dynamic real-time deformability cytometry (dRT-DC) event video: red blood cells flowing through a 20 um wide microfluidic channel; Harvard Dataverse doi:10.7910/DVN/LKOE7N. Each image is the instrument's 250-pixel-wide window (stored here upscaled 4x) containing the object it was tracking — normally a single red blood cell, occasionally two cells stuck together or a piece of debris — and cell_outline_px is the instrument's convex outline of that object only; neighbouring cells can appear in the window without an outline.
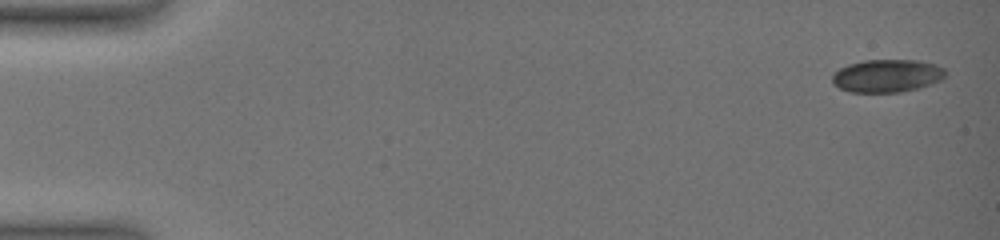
{"species": "common noctule bat (a hibernating species)", "species_latin": "Nyctalus noctula", "temperature_condition": "warm", "stored_images_in_passage": 12, "camera_frame_rate_fps": 3000, "um_per_image_px": 0.085, "animal": {"sex": "female", "body_mass_g": 19.0, "forearm_length_mm": 51.5}, "frame": {"image": 1, "passage_image": 1, "time_ms": 0.0, "image_size_px": [1000, 240], "cell_outline_px": [[944, 76], [940, 80], [932, 84], [920, 88], [900, 92], [848, 92], [832, 84], [832, 76], [840, 68], [848, 64], [864, 60], [916, 60], [936, 64], [944, 68]], "centroid_in_image_um": [75.39, 6.45], "position_along_channel_um": 9.6, "area_um2": 21.73}}
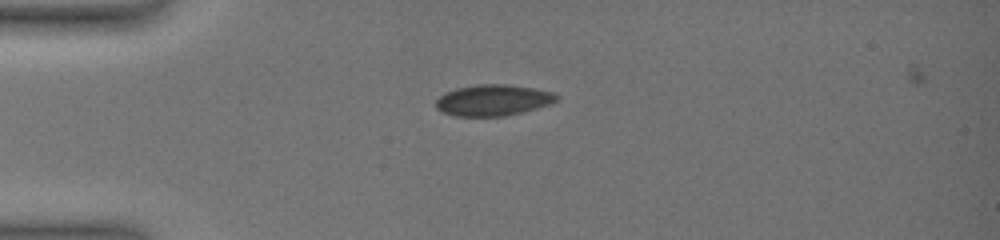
{"frame": {"image": 2, "passage_image": 7, "time_ms": 4.0, "image_size_px": [1000, 240], "cell_outline_px": [[560, 96], [556, 100], [548, 104], [536, 108], [504, 116], [452, 116], [440, 112], [436, 108], [436, 100], [444, 92], [456, 88], [476, 84], [508, 84], [556, 92]], "centroid_in_image_um": [41.87, 8.51], "position_along_channel_um": 43.1, "area_um2": 22.02}}
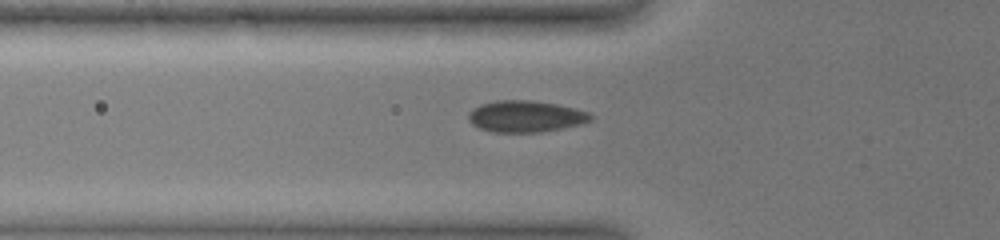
{"frame": {"image": 3, "passage_image": 10, "time_ms": 5.667, "image_size_px": [1000, 240], "cell_outline_px": [[592, 120], [580, 124], [540, 132], [492, 132], [480, 128], [472, 124], [468, 120], [468, 112], [472, 108], [480, 104], [496, 100], [532, 100], [556, 104], [588, 112], [592, 116]], "centroid_in_image_um": [44.62, 9.88], "position_along_channel_um": 81.2, "area_um2": 22.37}}